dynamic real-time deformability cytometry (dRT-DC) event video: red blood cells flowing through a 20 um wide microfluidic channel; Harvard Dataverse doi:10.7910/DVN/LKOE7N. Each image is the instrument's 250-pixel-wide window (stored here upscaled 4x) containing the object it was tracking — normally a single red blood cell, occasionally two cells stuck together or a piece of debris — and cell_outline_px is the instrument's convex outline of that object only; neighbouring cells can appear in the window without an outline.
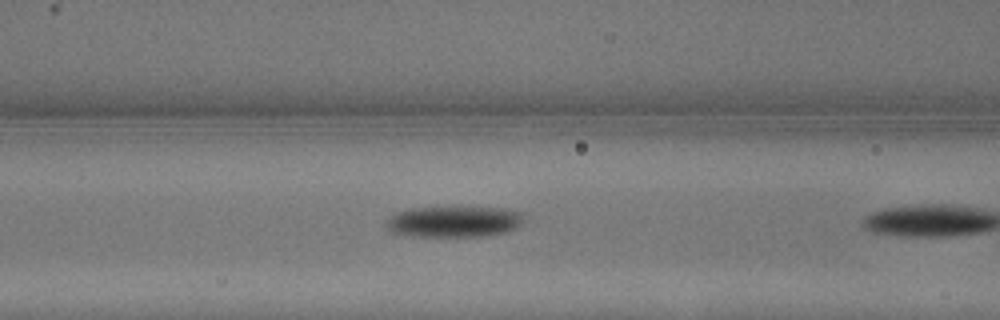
{"species": "common noctule bat (a hibernating species)", "species_latin": "Nyctalus noctula", "temperature_condition": "warm", "stored_images_in_passage": 6, "camera_frame_rate_fps": 3000, "um_per_image_px": 0.085, "animal": {"sex": "male", "body_mass_g": 13.3}, "frame": {"image": 1, "passage_image": 5, "time_ms": 1.333, "image_size_px": [1000, 320], "cell_outline_px": [[524, 216], [520, 224], [516, 228], [508, 232], [488, 236], [412, 236], [388, 232], [384, 228], [384, 220], [396, 212], [416, 208], [500, 208], [524, 212]], "centroid_in_image_um": [38.54, 18.86], "position_along_channel_um": 128.1, "area_um2": 25.09}}